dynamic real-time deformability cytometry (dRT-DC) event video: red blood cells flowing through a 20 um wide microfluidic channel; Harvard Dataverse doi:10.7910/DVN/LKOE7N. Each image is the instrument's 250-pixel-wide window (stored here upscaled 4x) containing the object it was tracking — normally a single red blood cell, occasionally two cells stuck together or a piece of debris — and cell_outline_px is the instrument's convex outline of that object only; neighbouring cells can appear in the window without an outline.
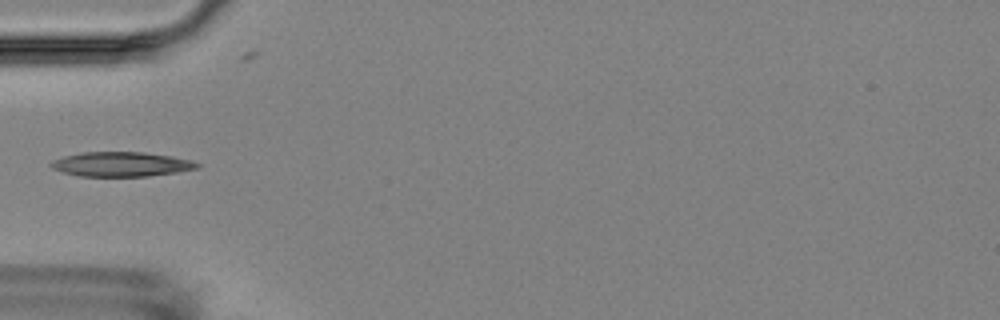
{"species": "Egyptian fruit bat (a non-hibernating species)", "species_latin": "Rousettus aegyptiacus", "temperature_condition": "room temperature", "stored_images_in_passage": 4, "camera_frame_rate_fps": 3000, "um_per_image_px": 0.085, "animal": {"sex": "female"}, "frame": {"image": 1, "passage_image": 4, "time_ms": 3.333, "image_size_px": [1000, 320], "cell_outline_px": [[200, 168], [176, 172], [148, 176], [80, 176], [64, 172], [52, 168], [48, 164], [52, 160], [64, 156], [80, 152], [144, 152], [172, 156], [192, 160], [200, 164]], "centroid_in_image_um": [10.31, 13.95], "position_along_channel_um": 74.7, "area_um2": 20.98}}